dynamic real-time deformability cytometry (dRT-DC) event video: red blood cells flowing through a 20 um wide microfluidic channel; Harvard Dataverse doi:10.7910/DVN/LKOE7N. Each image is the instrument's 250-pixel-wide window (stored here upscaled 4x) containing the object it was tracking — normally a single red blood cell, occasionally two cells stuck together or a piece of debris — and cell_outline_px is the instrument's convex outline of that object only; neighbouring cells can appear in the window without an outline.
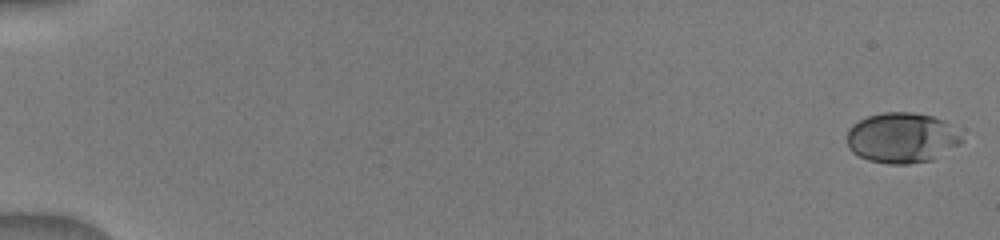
{"species": "human", "species_latin": "Homo sapiens", "temperature_condition": "warm", "stored_images_in_passage": 7, "camera_frame_rate_fps": 3000, "um_per_image_px": 0.085, "donor": {"sex": "male"}, "frame": {"image": 1, "passage_image": 1, "time_ms": 0.0, "image_size_px": [1000, 240], "cell_outline_px": [[964, 140], [960, 144], [932, 160], [908, 164], [888, 164], [868, 160], [852, 152], [848, 148], [848, 128], [852, 124], [868, 116], [884, 112], [912, 112], [932, 116], [944, 120]], "centroid_in_image_um": [76.63, 11.72], "position_along_channel_um": 8.4, "area_um2": 33.58}}